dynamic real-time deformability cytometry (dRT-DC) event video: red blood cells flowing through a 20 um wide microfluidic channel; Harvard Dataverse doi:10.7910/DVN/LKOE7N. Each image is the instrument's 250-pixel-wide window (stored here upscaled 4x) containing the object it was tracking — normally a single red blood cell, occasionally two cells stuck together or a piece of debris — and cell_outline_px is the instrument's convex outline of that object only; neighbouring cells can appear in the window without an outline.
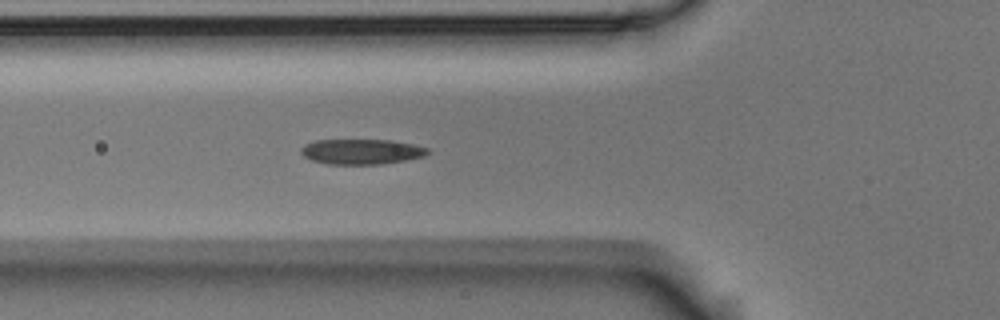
{"species": "Egyptian fruit bat (a non-hibernating species)", "species_latin": "Rousettus aegyptiacus", "temperature_condition": "room temperature", "stored_images_in_passage": 4, "camera_frame_rate_fps": 3000, "um_per_image_px": 0.085, "animal": {"sex": "male"}, "frame": {"image": 1, "passage_image": 4, "time_ms": 1.0, "image_size_px": [1000, 320], "cell_outline_px": [[428, 152], [424, 156], [404, 160], [380, 164], [328, 164], [312, 160], [304, 156], [300, 152], [300, 148], [304, 144], [316, 140], [392, 140], [412, 144], [428, 148]], "centroid_in_image_um": [30.68, 12.88], "position_along_channel_um": 95.1, "area_um2": 18.5}}